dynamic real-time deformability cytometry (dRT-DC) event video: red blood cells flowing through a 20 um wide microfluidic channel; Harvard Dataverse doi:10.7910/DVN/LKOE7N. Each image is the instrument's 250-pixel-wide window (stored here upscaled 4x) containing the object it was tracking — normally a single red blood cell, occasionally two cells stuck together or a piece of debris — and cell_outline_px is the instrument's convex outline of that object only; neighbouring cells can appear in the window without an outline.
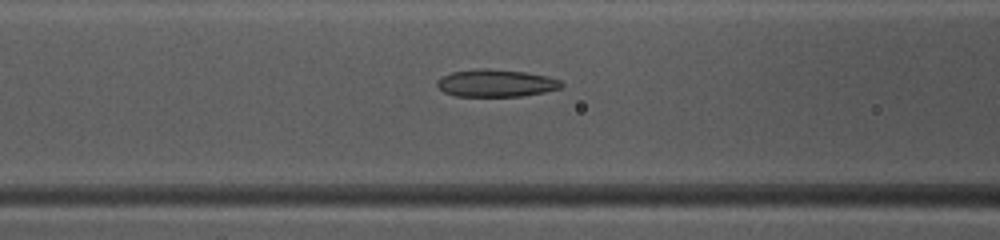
{"species": "common noctule bat (a hibernating species)", "species_latin": "Nyctalus noctula", "temperature_condition": "warm", "stored_images_in_passage": 50, "camera_frame_rate_fps": 3000, "um_per_image_px": 0.085, "animal": {"sex": "female", "body_mass_g": 10.0, "forearm_length_mm": 53.1}, "frame": {"image": 1, "passage_image": 21, "time_ms": 6.667, "image_size_px": [1000, 240], "cell_outline_px": [[564, 84], [560, 88], [544, 92], [520, 96], [456, 96], [444, 92], [436, 84], [436, 80], [440, 76], [452, 72], [480, 68], [488, 68], [524, 72], [548, 76], [560, 80]], "centroid_in_image_um": [42.13, 7.06], "position_along_channel_um": 124.5, "area_um2": 19.88}}
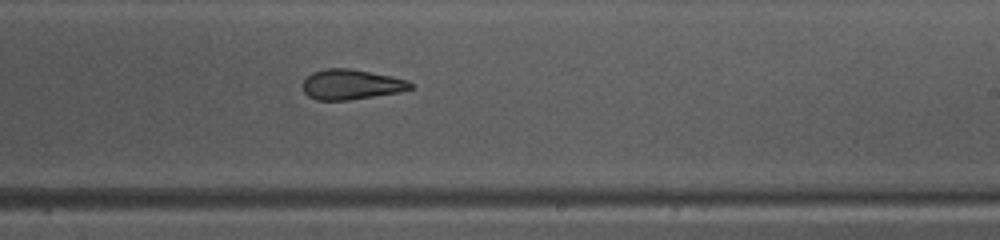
{"frame": {"image": 2, "passage_image": 31, "time_ms": 10.0, "image_size_px": [1000, 240], "cell_outline_px": [[416, 84], [412, 88], [400, 92], [348, 100], [316, 100], [308, 96], [304, 92], [304, 80], [312, 72], [324, 68], [348, 68], [408, 80]], "centroid_in_image_um": [29.86, 7.18], "position_along_channel_um": 259.1, "area_um2": 18.79}}
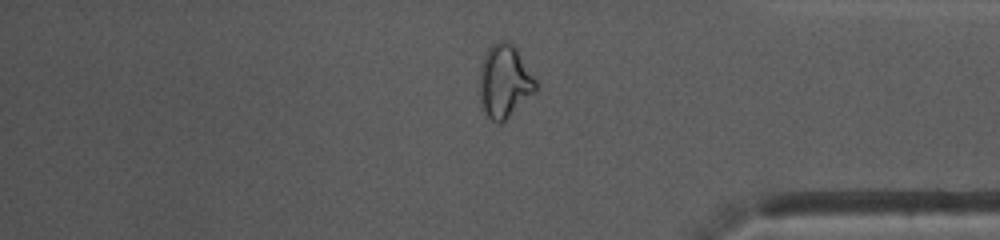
{"frame": {"image": 3, "passage_image": 42, "time_ms": 13.667, "image_size_px": [1000, 240], "cell_outline_px": [[536, 92], [500, 124], [492, 120], [484, 112], [480, 100], [480, 68], [484, 56], [488, 48], [492, 44], [500, 40], [508, 40], [516, 48], [536, 80]], "centroid_in_image_um": [42.88, 6.9], "position_along_channel_um": 392.3, "area_um2": 23.76}, "authors_computed_cell_mechanics": {"area_um2": 21.2415, "velocity_mm_per_s": 4.0369, "shape_relaxation_time_tau1_ms": 6.581, "shape_relaxation_time_tau2_ms": 2.0743, "deformation_change_tau1": 0.2112, "deformation_change_tau2": 0.095}}